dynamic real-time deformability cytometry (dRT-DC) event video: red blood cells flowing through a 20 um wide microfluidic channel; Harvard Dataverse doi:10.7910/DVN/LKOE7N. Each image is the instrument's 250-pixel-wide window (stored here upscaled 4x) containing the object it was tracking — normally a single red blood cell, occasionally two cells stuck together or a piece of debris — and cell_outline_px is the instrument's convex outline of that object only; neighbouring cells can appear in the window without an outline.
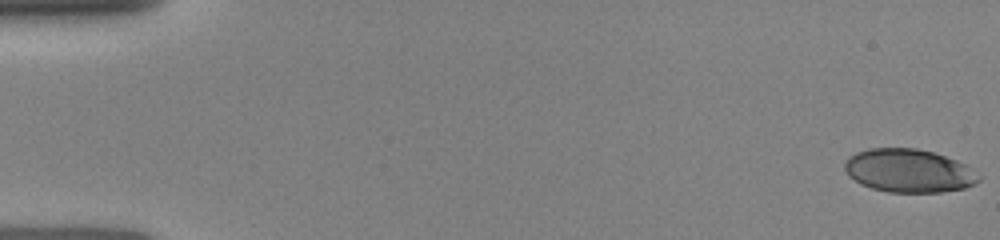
{"species": "human", "species_latin": "Homo sapiens", "temperature_condition": "room temperature", "stored_images_in_passage": 71, "camera_frame_rate_fps": 3000, "um_per_image_px": 0.085, "donor": {"sex": "female"}, "frame": {"image": 1, "passage_image": 1, "time_ms": 0.0, "image_size_px": [1000, 240], "cell_outline_px": [[980, 180], [964, 188], [940, 192], [888, 192], [872, 188], [860, 184], [848, 176], [844, 168], [844, 164], [848, 156], [856, 152], [868, 148], [916, 148], [932, 152], [956, 160], [964, 164], [980, 176]], "centroid_in_image_um": [77.19, 14.51], "position_along_channel_um": 7.8, "area_um2": 33.76}}
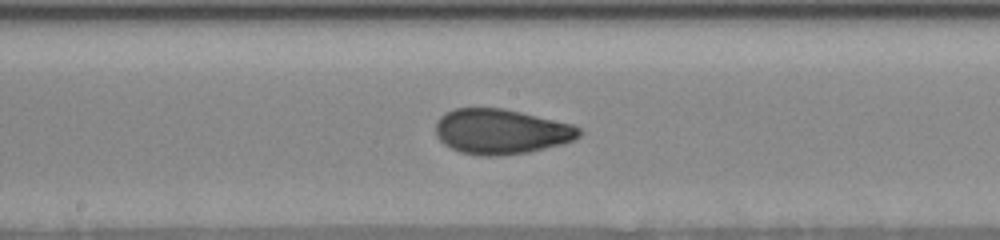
{"frame": {"image": 2, "passage_image": 31, "time_ms": 8.333, "image_size_px": [1000, 240], "cell_outline_px": [[580, 136], [572, 140], [560, 144], [528, 152], [496, 156], [480, 156], [460, 152], [444, 144], [436, 136], [436, 124], [440, 116], [456, 108], [504, 108], [572, 124], [580, 128]], "centroid_in_image_um": [42.57, 11.18], "position_along_channel_um": 205.6, "area_um2": 37.45}}
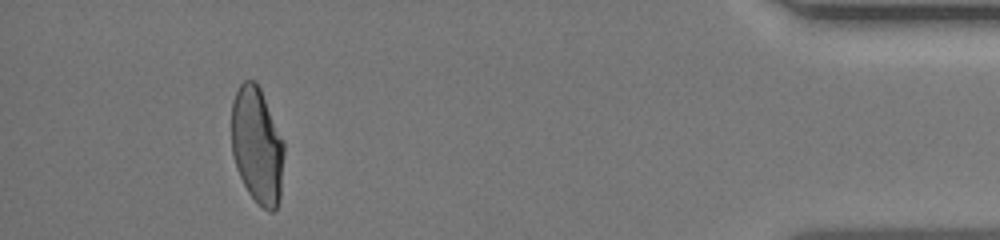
{"frame": {"image": 3, "passage_image": 67, "time_ms": 14.667, "image_size_px": [1000, 240], "cell_outline_px": [[284, 152], [280, 200], [276, 208], [272, 212], [268, 212], [248, 192], [236, 168], [232, 152], [232, 100], [240, 84], [244, 80], [256, 80], [260, 88], [284, 140]], "centroid_in_image_um": [21.86, 12.35], "position_along_channel_um": 413.3, "area_um2": 35.78}}